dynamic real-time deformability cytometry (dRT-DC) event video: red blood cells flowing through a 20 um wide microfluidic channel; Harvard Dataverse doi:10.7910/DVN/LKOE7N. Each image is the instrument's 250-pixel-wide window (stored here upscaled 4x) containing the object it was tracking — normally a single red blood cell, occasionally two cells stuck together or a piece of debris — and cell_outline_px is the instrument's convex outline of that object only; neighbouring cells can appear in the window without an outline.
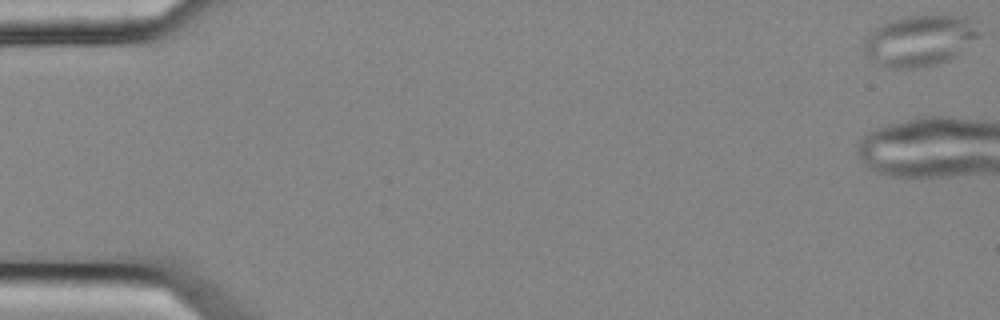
{"species": "common noctule bat (a hibernating species)", "species_latin": "Nyctalus noctula", "temperature_condition": "cold", "stored_images_in_passage": 6, "camera_frame_rate_fps": 3000, "um_per_image_px": 0.085, "animal": {"sex": "female", "body_mass_g": 25.1}, "frame": {"image": 1, "passage_image": 1, "time_ms": 0.0, "image_size_px": [1000, 320], "cell_outline_px": [[980, 36], [956, 56], [948, 60], [936, 64], [916, 68], [884, 68], [868, 60], [864, 52], [864, 40], [880, 24], [904, 16], [964, 16], [980, 32]], "centroid_in_image_um": [78.12, 3.48], "position_along_channel_um": 6.9, "area_um2": 34.1}}